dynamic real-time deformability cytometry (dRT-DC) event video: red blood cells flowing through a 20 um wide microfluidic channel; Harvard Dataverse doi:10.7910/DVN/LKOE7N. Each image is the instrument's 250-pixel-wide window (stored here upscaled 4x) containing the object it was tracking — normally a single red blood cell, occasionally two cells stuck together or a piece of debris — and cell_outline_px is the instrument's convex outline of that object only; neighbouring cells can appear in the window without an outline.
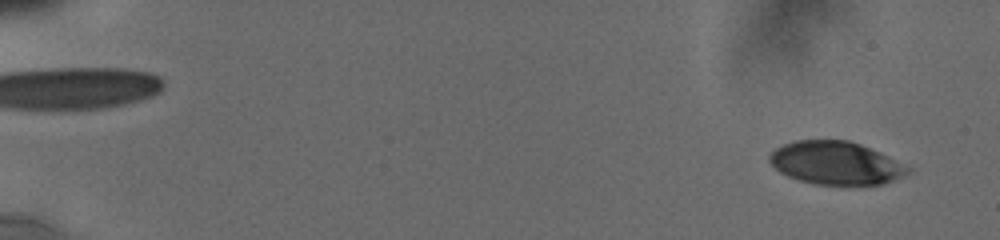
{"species": "human", "species_latin": "Homo sapiens", "temperature_condition": "cold", "stored_images_in_passage": 18, "camera_frame_rate_fps": 3000, "um_per_image_px": 0.085, "donor": {"sex": "male"}, "frame": {"image": 1, "passage_image": 1, "time_ms": 0.0, "image_size_px": [1000, 240], "cell_outline_px": [[912, 168], [908, 172], [884, 184], [816, 184], [800, 180], [788, 176], [780, 172], [768, 160], [768, 156], [776, 148], [784, 144], [796, 140], [848, 140], [860, 144]], "centroid_in_image_um": [70.99, 13.85], "position_along_channel_um": 14.0, "area_um2": 34.04}}
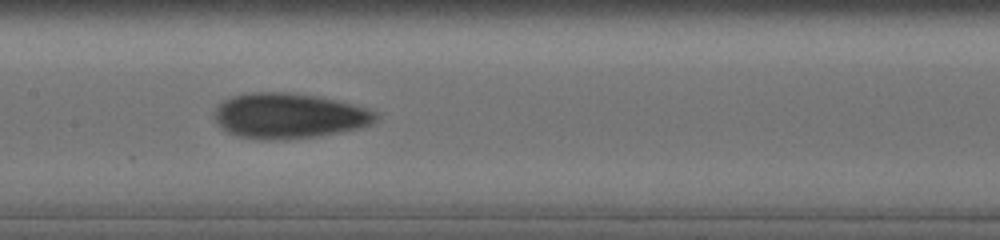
{"frame": {"image": 2, "passage_image": 15, "time_ms": 9.0, "image_size_px": [1000, 240], "cell_outline_px": [[380, 116], [372, 124], [360, 128], [320, 136], [288, 140], [268, 140], [236, 136], [228, 132], [216, 124], [212, 116], [216, 104], [232, 96], [252, 92], [288, 92], [316, 96], [352, 104], [376, 112]], "centroid_in_image_um": [24.51, 9.86], "position_along_channel_um": 182.9, "area_um2": 43.06}}
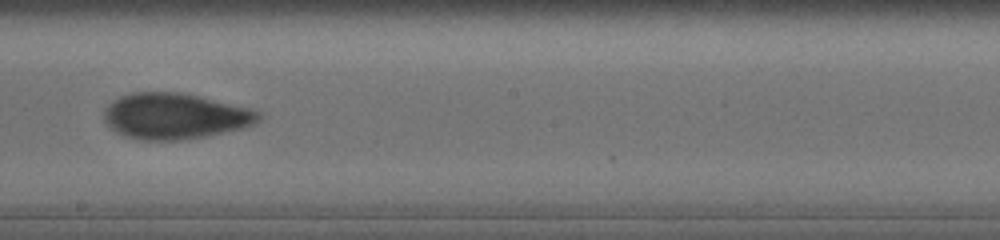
{"frame": {"image": 3, "passage_image": 17, "time_ms": 10.333, "image_size_px": [1000, 240], "cell_outline_px": [[260, 120], [244, 128], [204, 136], [180, 140], [140, 140], [124, 136], [116, 132], [104, 120], [104, 108], [120, 96], [132, 92], [180, 92], [200, 96], [248, 108], [260, 112]], "centroid_in_image_um": [14.84, 9.87], "position_along_channel_um": 233.4, "area_um2": 41.15}}